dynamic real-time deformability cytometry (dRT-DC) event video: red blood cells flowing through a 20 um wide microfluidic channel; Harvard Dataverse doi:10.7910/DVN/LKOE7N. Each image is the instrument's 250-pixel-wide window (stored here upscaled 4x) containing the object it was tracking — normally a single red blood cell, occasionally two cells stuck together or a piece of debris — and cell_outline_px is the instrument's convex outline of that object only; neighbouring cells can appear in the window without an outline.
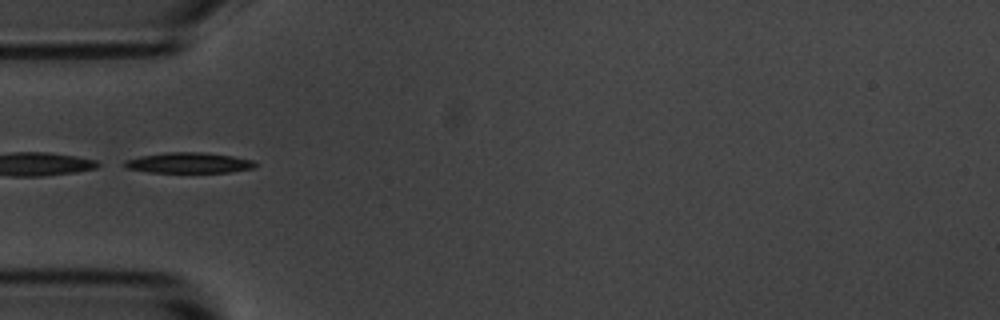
{"species": "common noctule bat (a hibernating species)", "species_latin": "Nyctalus noctula", "temperature_condition": "room temperature", "stored_images_in_passage": 6, "camera_frame_rate_fps": 3000, "um_per_image_px": 0.085, "animal": {"sex": "male", "body_mass_g": 20.1, "forearm_length_mm": 53.5}, "frame": {"image": 1, "passage_image": 1, "time_ms": 0.0, "image_size_px": [1000, 320], "cell_outline_px": [[260, 164], [252, 168], [228, 172], [148, 172], [128, 168], [120, 164], [124, 160], [140, 156], [168, 152], [200, 152], [232, 156], [252, 160]], "centroid_in_image_um": [16.02, 13.84], "position_along_channel_um": 69.0, "area_um2": 15.61}}